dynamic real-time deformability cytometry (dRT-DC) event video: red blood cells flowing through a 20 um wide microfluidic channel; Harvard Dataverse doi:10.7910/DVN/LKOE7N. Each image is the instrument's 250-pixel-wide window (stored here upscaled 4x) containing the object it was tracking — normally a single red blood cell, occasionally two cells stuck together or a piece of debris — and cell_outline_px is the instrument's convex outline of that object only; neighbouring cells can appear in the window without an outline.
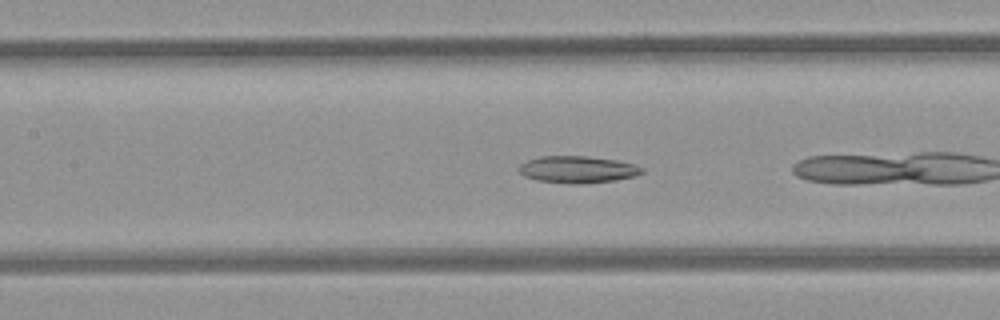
{"species": "common noctule bat (a hibernating species)", "species_latin": "Nyctalus noctula", "temperature_condition": "room temperature", "stored_images_in_passage": 9, "camera_frame_rate_fps": 3000, "um_per_image_px": 0.085, "animal": {"sex": "female", "body_mass_g": 21.9}, "frame": {"image": 1, "passage_image": 7, "time_ms": 2.0, "image_size_px": [1000, 320], "cell_outline_px": [[644, 172], [636, 176], [616, 180], [576, 184], [572, 184], [536, 180], [524, 176], [516, 168], [520, 164], [528, 160], [540, 156], [584, 156], [616, 160], [632, 164], [644, 168]], "centroid_in_image_um": [49.07, 14.41], "position_along_channel_um": 158.3, "area_um2": 19.31}}